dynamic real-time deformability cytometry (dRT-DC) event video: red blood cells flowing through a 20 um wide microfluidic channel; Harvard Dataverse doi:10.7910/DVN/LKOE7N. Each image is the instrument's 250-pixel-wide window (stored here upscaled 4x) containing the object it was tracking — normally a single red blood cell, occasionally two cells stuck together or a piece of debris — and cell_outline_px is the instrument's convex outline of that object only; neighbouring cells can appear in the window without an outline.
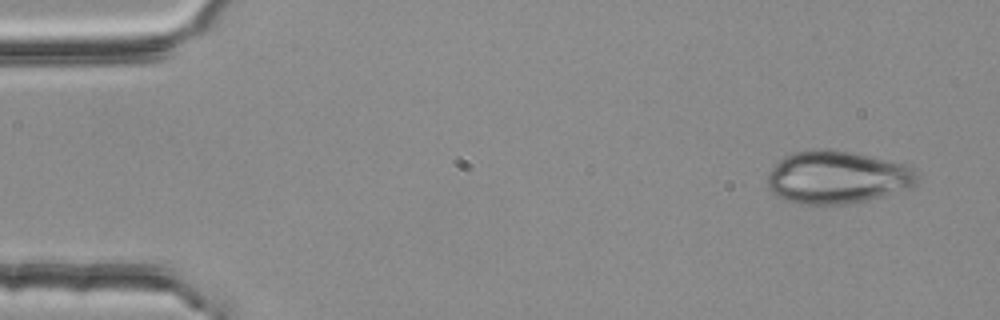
{"species": "common noctule bat (a hibernating species)", "species_latin": "Nyctalus noctula", "temperature_condition": "room temperature", "stored_images_in_passage": 4, "camera_frame_rate_fps": 3000, "um_per_image_px": 0.085, "animal": {"sex": "female", "body_mass_g": 25.1}, "frame": {"image": 1, "passage_image": 1, "time_ms": 0.0, "image_size_px": [1000, 320], "cell_outline_px": [[916, 184], [896, 192], [868, 200], [848, 204], [800, 204], [776, 196], [768, 188], [764, 180], [772, 168], [784, 156], [796, 152], [812, 148], [828, 148], [852, 152], [904, 164], [912, 168], [916, 172]], "centroid_in_image_um": [71.1, 15.06], "position_along_channel_um": 13.9, "area_um2": 46.07}}